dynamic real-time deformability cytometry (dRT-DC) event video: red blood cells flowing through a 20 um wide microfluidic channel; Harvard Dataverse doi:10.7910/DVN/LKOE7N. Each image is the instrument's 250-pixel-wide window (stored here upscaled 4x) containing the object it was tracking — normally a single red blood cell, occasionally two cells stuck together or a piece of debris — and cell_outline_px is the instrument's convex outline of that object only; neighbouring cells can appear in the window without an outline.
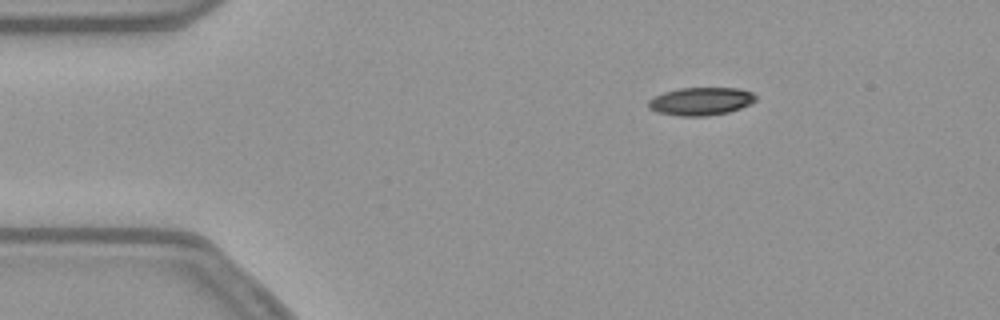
{"species": "common noctule bat (a hibernating species)", "species_latin": "Nyctalus noctula", "temperature_condition": "warm", "stored_images_in_passage": 46, "camera_frame_rate_fps": 3000, "um_per_image_px": 0.085, "animal": {"sex": "female", "body_mass_g": 21.9}, "frame": {"image": 1, "passage_image": 1, "time_ms": 0.0, "image_size_px": [1000, 320], "cell_outline_px": [[756, 100], [740, 108], [728, 112], [708, 116], [680, 116], [656, 112], [648, 108], [648, 100], [652, 96], [664, 92], [680, 88], [736, 88], [752, 92], [756, 96]], "centroid_in_image_um": [59.52, 8.61], "position_along_channel_um": 25.5, "area_um2": 17.51}}
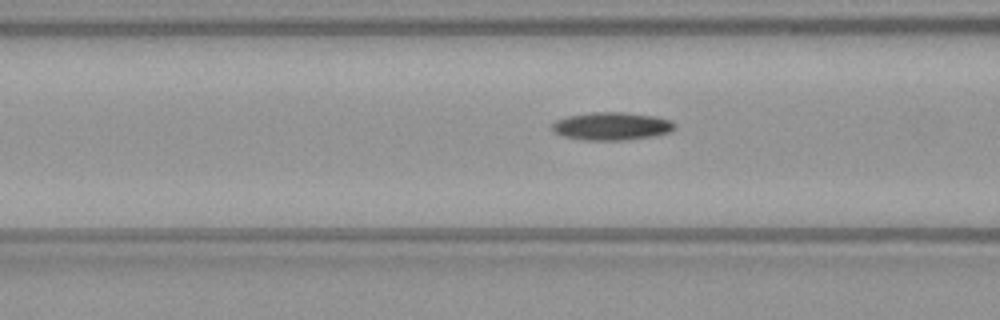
{"frame": {"image": 2, "passage_image": 13, "time_ms": 4.0, "image_size_px": [1000, 320], "cell_outline_px": [[676, 128], [668, 132], [652, 136], [628, 140], [584, 140], [564, 136], [552, 132], [552, 124], [556, 120], [568, 116], [592, 112], [624, 112], [656, 116], [672, 120], [676, 124]], "centroid_in_image_um": [52.0, 10.72], "position_along_channel_um": 114.6, "area_um2": 20.06}}
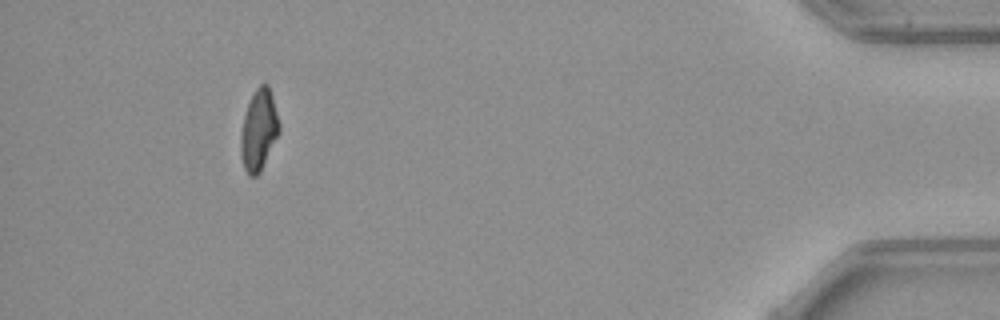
{"frame": {"image": 3, "passage_image": 42, "time_ms": 13.667, "image_size_px": [1000, 320], "cell_outline_px": [[280, 132], [260, 172], [256, 176], [248, 176], [244, 168], [240, 156], [240, 136], [244, 116], [248, 104], [256, 88], [260, 84], [268, 84], [272, 96], [280, 124]], "centroid_in_image_um": [21.99, 11.09], "position_along_channel_um": 413.2, "area_um2": 18.15}, "authors_computed_cell_mechanics": {"area_um2": 18.9873, "velocity_mm_per_s": 3.8122, "shape_relaxation_time_tau1_ms": 9.5868, "shape_relaxation_time_tau2_ms": 10.5387, "deformation_change_tau1": 0.2285, "deformation_change_tau2": 0.1894}}